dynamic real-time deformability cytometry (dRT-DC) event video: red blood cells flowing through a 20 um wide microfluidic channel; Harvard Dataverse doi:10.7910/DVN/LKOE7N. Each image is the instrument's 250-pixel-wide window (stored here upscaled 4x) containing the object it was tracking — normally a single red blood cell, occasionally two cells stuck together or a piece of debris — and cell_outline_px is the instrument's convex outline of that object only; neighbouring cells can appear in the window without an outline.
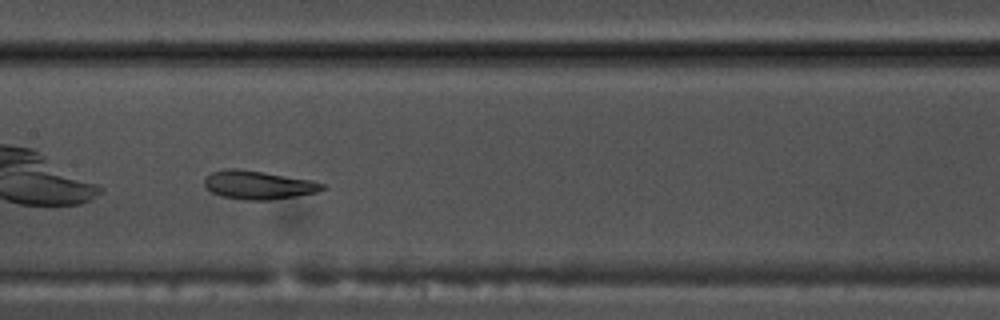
{"species": "common noctule bat (a hibernating species)", "species_latin": "Nyctalus noctula", "temperature_condition": "warm", "stored_images_in_passage": 35, "camera_frame_rate_fps": 3000, "um_per_image_px": 0.085, "animal": {"sex": "male", "body_mass_g": 17.5, "forearm_length_mm": 52.3}, "frame": {"image": 1, "passage_image": 11, "time_ms": 3.333, "image_size_px": [1000, 320], "cell_outline_px": [[328, 188], [316, 192], [296, 196], [268, 200], [244, 200], [220, 196], [212, 192], [204, 184], [204, 180], [212, 172], [224, 168], [236, 168], [264, 172], [312, 180], [328, 184]], "centroid_in_image_um": [22.0, 15.72], "position_along_channel_um": 185.4, "area_um2": 19.71}, "authors_computed_cell_mechanics": {"area_um2": 19.7098, "velocity_mm_per_s": 3.726, "shape_relaxation_time_tau1_ms": 4.8362, "shape_relaxation_time_tau2_ms": 1.908, "deformation_change_tau1": 0.1599, "deformation_change_tau2": 0.0863}}